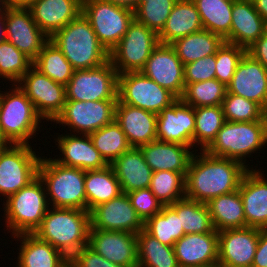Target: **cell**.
Masks as SVG:
<instances>
[{"instance_id":"1","label":"cell","mask_w":267,"mask_h":267,"mask_svg":"<svg viewBox=\"0 0 267 267\" xmlns=\"http://www.w3.org/2000/svg\"><path fill=\"white\" fill-rule=\"evenodd\" d=\"M249 169L236 160L195 151L185 177V198L208 203L239 189Z\"/></svg>"},{"instance_id":"2","label":"cell","mask_w":267,"mask_h":267,"mask_svg":"<svg viewBox=\"0 0 267 267\" xmlns=\"http://www.w3.org/2000/svg\"><path fill=\"white\" fill-rule=\"evenodd\" d=\"M90 213L87 210L49 207L35 234L71 258L88 245Z\"/></svg>"},{"instance_id":"3","label":"cell","mask_w":267,"mask_h":267,"mask_svg":"<svg viewBox=\"0 0 267 267\" xmlns=\"http://www.w3.org/2000/svg\"><path fill=\"white\" fill-rule=\"evenodd\" d=\"M49 40L62 51L74 70L93 69L109 61V52L82 13Z\"/></svg>"},{"instance_id":"4","label":"cell","mask_w":267,"mask_h":267,"mask_svg":"<svg viewBox=\"0 0 267 267\" xmlns=\"http://www.w3.org/2000/svg\"><path fill=\"white\" fill-rule=\"evenodd\" d=\"M267 146L266 120L253 122H229L225 121L221 129L217 132L216 138L204 150L208 154L236 160L248 169H254L253 157L264 151ZM264 147V148H263ZM249 165V166H248Z\"/></svg>"},{"instance_id":"5","label":"cell","mask_w":267,"mask_h":267,"mask_svg":"<svg viewBox=\"0 0 267 267\" xmlns=\"http://www.w3.org/2000/svg\"><path fill=\"white\" fill-rule=\"evenodd\" d=\"M9 86L11 88L0 93V138L5 144L29 145L39 134L37 131L41 132L43 124L40 123L45 121L17 84Z\"/></svg>"},{"instance_id":"6","label":"cell","mask_w":267,"mask_h":267,"mask_svg":"<svg viewBox=\"0 0 267 267\" xmlns=\"http://www.w3.org/2000/svg\"><path fill=\"white\" fill-rule=\"evenodd\" d=\"M2 204L4 231L8 230L7 234L11 233V236L34 233L50 207L44 182L39 176Z\"/></svg>"},{"instance_id":"7","label":"cell","mask_w":267,"mask_h":267,"mask_svg":"<svg viewBox=\"0 0 267 267\" xmlns=\"http://www.w3.org/2000/svg\"><path fill=\"white\" fill-rule=\"evenodd\" d=\"M38 176L44 182L50 207L87 210L85 171L41 157Z\"/></svg>"},{"instance_id":"8","label":"cell","mask_w":267,"mask_h":267,"mask_svg":"<svg viewBox=\"0 0 267 267\" xmlns=\"http://www.w3.org/2000/svg\"><path fill=\"white\" fill-rule=\"evenodd\" d=\"M31 145V143L29 145L5 144L0 148V197H4L3 201L38 176V167L43 153L39 155L36 147Z\"/></svg>"},{"instance_id":"9","label":"cell","mask_w":267,"mask_h":267,"mask_svg":"<svg viewBox=\"0 0 267 267\" xmlns=\"http://www.w3.org/2000/svg\"><path fill=\"white\" fill-rule=\"evenodd\" d=\"M158 44V34L134 19L109 53V60L118 74L139 72Z\"/></svg>"},{"instance_id":"10","label":"cell","mask_w":267,"mask_h":267,"mask_svg":"<svg viewBox=\"0 0 267 267\" xmlns=\"http://www.w3.org/2000/svg\"><path fill=\"white\" fill-rule=\"evenodd\" d=\"M82 14L89 20L99 42L109 53L135 19L133 11L107 0H82Z\"/></svg>"},{"instance_id":"11","label":"cell","mask_w":267,"mask_h":267,"mask_svg":"<svg viewBox=\"0 0 267 267\" xmlns=\"http://www.w3.org/2000/svg\"><path fill=\"white\" fill-rule=\"evenodd\" d=\"M177 99L141 71L118 74L117 101L120 103L158 114Z\"/></svg>"},{"instance_id":"12","label":"cell","mask_w":267,"mask_h":267,"mask_svg":"<svg viewBox=\"0 0 267 267\" xmlns=\"http://www.w3.org/2000/svg\"><path fill=\"white\" fill-rule=\"evenodd\" d=\"M118 72L111 61L93 69L74 70L66 85V101L117 100Z\"/></svg>"},{"instance_id":"13","label":"cell","mask_w":267,"mask_h":267,"mask_svg":"<svg viewBox=\"0 0 267 267\" xmlns=\"http://www.w3.org/2000/svg\"><path fill=\"white\" fill-rule=\"evenodd\" d=\"M32 101L38 115L53 123L66 103V86L53 81L32 66L16 83Z\"/></svg>"},{"instance_id":"14","label":"cell","mask_w":267,"mask_h":267,"mask_svg":"<svg viewBox=\"0 0 267 267\" xmlns=\"http://www.w3.org/2000/svg\"><path fill=\"white\" fill-rule=\"evenodd\" d=\"M117 100L66 101L61 114L53 122L67 126L72 134L89 135L111 123L115 118ZM64 126V127H63Z\"/></svg>"},{"instance_id":"15","label":"cell","mask_w":267,"mask_h":267,"mask_svg":"<svg viewBox=\"0 0 267 267\" xmlns=\"http://www.w3.org/2000/svg\"><path fill=\"white\" fill-rule=\"evenodd\" d=\"M6 40L34 61L49 37L37 26L28 7L5 10Z\"/></svg>"},{"instance_id":"16","label":"cell","mask_w":267,"mask_h":267,"mask_svg":"<svg viewBox=\"0 0 267 267\" xmlns=\"http://www.w3.org/2000/svg\"><path fill=\"white\" fill-rule=\"evenodd\" d=\"M90 229L122 231L138 234L144 222L131 205L127 193L101 203L90 211Z\"/></svg>"},{"instance_id":"17","label":"cell","mask_w":267,"mask_h":267,"mask_svg":"<svg viewBox=\"0 0 267 267\" xmlns=\"http://www.w3.org/2000/svg\"><path fill=\"white\" fill-rule=\"evenodd\" d=\"M141 72L159 86L168 89L177 98L183 96L185 90L184 64L178 58L177 52L171 44L159 43Z\"/></svg>"},{"instance_id":"18","label":"cell","mask_w":267,"mask_h":267,"mask_svg":"<svg viewBox=\"0 0 267 267\" xmlns=\"http://www.w3.org/2000/svg\"><path fill=\"white\" fill-rule=\"evenodd\" d=\"M259 242V228L218 232V267H251Z\"/></svg>"},{"instance_id":"19","label":"cell","mask_w":267,"mask_h":267,"mask_svg":"<svg viewBox=\"0 0 267 267\" xmlns=\"http://www.w3.org/2000/svg\"><path fill=\"white\" fill-rule=\"evenodd\" d=\"M88 246L114 264L138 267L137 234L90 229Z\"/></svg>"},{"instance_id":"20","label":"cell","mask_w":267,"mask_h":267,"mask_svg":"<svg viewBox=\"0 0 267 267\" xmlns=\"http://www.w3.org/2000/svg\"><path fill=\"white\" fill-rule=\"evenodd\" d=\"M195 111L178 98L157 114V140L179 143L193 149Z\"/></svg>"},{"instance_id":"21","label":"cell","mask_w":267,"mask_h":267,"mask_svg":"<svg viewBox=\"0 0 267 267\" xmlns=\"http://www.w3.org/2000/svg\"><path fill=\"white\" fill-rule=\"evenodd\" d=\"M55 134L58 136H55L57 138L54 139V143L56 149L60 151V156L52 159L57 163L84 171L99 170L108 165L94 147L89 135L71 134L67 132V129L61 135H59L60 133Z\"/></svg>"},{"instance_id":"22","label":"cell","mask_w":267,"mask_h":267,"mask_svg":"<svg viewBox=\"0 0 267 267\" xmlns=\"http://www.w3.org/2000/svg\"><path fill=\"white\" fill-rule=\"evenodd\" d=\"M257 165L245 173L238 190L243 201L246 227L267 229V174L261 169L263 166L258 168Z\"/></svg>"},{"instance_id":"23","label":"cell","mask_w":267,"mask_h":267,"mask_svg":"<svg viewBox=\"0 0 267 267\" xmlns=\"http://www.w3.org/2000/svg\"><path fill=\"white\" fill-rule=\"evenodd\" d=\"M227 92L254 101L264 109L267 104V68L246 52L227 85Z\"/></svg>"},{"instance_id":"24","label":"cell","mask_w":267,"mask_h":267,"mask_svg":"<svg viewBox=\"0 0 267 267\" xmlns=\"http://www.w3.org/2000/svg\"><path fill=\"white\" fill-rule=\"evenodd\" d=\"M179 267L218 266V231L185 234L174 244Z\"/></svg>"},{"instance_id":"25","label":"cell","mask_w":267,"mask_h":267,"mask_svg":"<svg viewBox=\"0 0 267 267\" xmlns=\"http://www.w3.org/2000/svg\"><path fill=\"white\" fill-rule=\"evenodd\" d=\"M114 120L122 128L132 147L157 140L156 113L117 101Z\"/></svg>"},{"instance_id":"26","label":"cell","mask_w":267,"mask_h":267,"mask_svg":"<svg viewBox=\"0 0 267 267\" xmlns=\"http://www.w3.org/2000/svg\"><path fill=\"white\" fill-rule=\"evenodd\" d=\"M27 7L37 26L50 38L82 13V0H33Z\"/></svg>"},{"instance_id":"27","label":"cell","mask_w":267,"mask_h":267,"mask_svg":"<svg viewBox=\"0 0 267 267\" xmlns=\"http://www.w3.org/2000/svg\"><path fill=\"white\" fill-rule=\"evenodd\" d=\"M139 148L153 172L168 170L182 173L185 177L195 152L189 146L159 140L141 145Z\"/></svg>"},{"instance_id":"28","label":"cell","mask_w":267,"mask_h":267,"mask_svg":"<svg viewBox=\"0 0 267 267\" xmlns=\"http://www.w3.org/2000/svg\"><path fill=\"white\" fill-rule=\"evenodd\" d=\"M19 242L15 267H69V258L33 233L12 236Z\"/></svg>"},{"instance_id":"29","label":"cell","mask_w":267,"mask_h":267,"mask_svg":"<svg viewBox=\"0 0 267 267\" xmlns=\"http://www.w3.org/2000/svg\"><path fill=\"white\" fill-rule=\"evenodd\" d=\"M267 30V25L255 10L251 0H236L233 3L230 44L248 50Z\"/></svg>"},{"instance_id":"30","label":"cell","mask_w":267,"mask_h":267,"mask_svg":"<svg viewBox=\"0 0 267 267\" xmlns=\"http://www.w3.org/2000/svg\"><path fill=\"white\" fill-rule=\"evenodd\" d=\"M110 165L120 182L122 193L149 188L153 171L139 147H131Z\"/></svg>"},{"instance_id":"31","label":"cell","mask_w":267,"mask_h":267,"mask_svg":"<svg viewBox=\"0 0 267 267\" xmlns=\"http://www.w3.org/2000/svg\"><path fill=\"white\" fill-rule=\"evenodd\" d=\"M203 29L200 14L192 0H179L175 3L163 29L158 33L159 43L172 44Z\"/></svg>"},{"instance_id":"32","label":"cell","mask_w":267,"mask_h":267,"mask_svg":"<svg viewBox=\"0 0 267 267\" xmlns=\"http://www.w3.org/2000/svg\"><path fill=\"white\" fill-rule=\"evenodd\" d=\"M207 206L216 231L246 227L243 201L239 190L213 198Z\"/></svg>"},{"instance_id":"33","label":"cell","mask_w":267,"mask_h":267,"mask_svg":"<svg viewBox=\"0 0 267 267\" xmlns=\"http://www.w3.org/2000/svg\"><path fill=\"white\" fill-rule=\"evenodd\" d=\"M84 188L87 199V211L101 203L118 197L122 193L120 182L116 178L111 165H107L99 170L85 171Z\"/></svg>"},{"instance_id":"34","label":"cell","mask_w":267,"mask_h":267,"mask_svg":"<svg viewBox=\"0 0 267 267\" xmlns=\"http://www.w3.org/2000/svg\"><path fill=\"white\" fill-rule=\"evenodd\" d=\"M224 42L220 35L202 29L177 39L171 45L176 50L178 58L186 65L205 56L215 55Z\"/></svg>"},{"instance_id":"35","label":"cell","mask_w":267,"mask_h":267,"mask_svg":"<svg viewBox=\"0 0 267 267\" xmlns=\"http://www.w3.org/2000/svg\"><path fill=\"white\" fill-rule=\"evenodd\" d=\"M200 14L203 29L220 35L230 43L232 9L234 1L192 0Z\"/></svg>"},{"instance_id":"36","label":"cell","mask_w":267,"mask_h":267,"mask_svg":"<svg viewBox=\"0 0 267 267\" xmlns=\"http://www.w3.org/2000/svg\"><path fill=\"white\" fill-rule=\"evenodd\" d=\"M138 267H179L173 246L162 244L144 229L137 234Z\"/></svg>"},{"instance_id":"37","label":"cell","mask_w":267,"mask_h":267,"mask_svg":"<svg viewBox=\"0 0 267 267\" xmlns=\"http://www.w3.org/2000/svg\"><path fill=\"white\" fill-rule=\"evenodd\" d=\"M194 111L193 149L198 152V149L205 150L216 138L217 132L225 123V118L221 105L195 107Z\"/></svg>"},{"instance_id":"38","label":"cell","mask_w":267,"mask_h":267,"mask_svg":"<svg viewBox=\"0 0 267 267\" xmlns=\"http://www.w3.org/2000/svg\"><path fill=\"white\" fill-rule=\"evenodd\" d=\"M89 136L94 147L108 165L132 147L115 120L89 134Z\"/></svg>"},{"instance_id":"39","label":"cell","mask_w":267,"mask_h":267,"mask_svg":"<svg viewBox=\"0 0 267 267\" xmlns=\"http://www.w3.org/2000/svg\"><path fill=\"white\" fill-rule=\"evenodd\" d=\"M33 66L53 81L65 86L74 72L71 63L50 40L43 45L39 55L33 61Z\"/></svg>"},{"instance_id":"40","label":"cell","mask_w":267,"mask_h":267,"mask_svg":"<svg viewBox=\"0 0 267 267\" xmlns=\"http://www.w3.org/2000/svg\"><path fill=\"white\" fill-rule=\"evenodd\" d=\"M169 206L180 217V223L185 234H203L214 229L206 203L183 198Z\"/></svg>"},{"instance_id":"41","label":"cell","mask_w":267,"mask_h":267,"mask_svg":"<svg viewBox=\"0 0 267 267\" xmlns=\"http://www.w3.org/2000/svg\"><path fill=\"white\" fill-rule=\"evenodd\" d=\"M144 230L162 244L173 247L185 235L180 217L169 205L163 206L159 213L148 218L144 222Z\"/></svg>"},{"instance_id":"42","label":"cell","mask_w":267,"mask_h":267,"mask_svg":"<svg viewBox=\"0 0 267 267\" xmlns=\"http://www.w3.org/2000/svg\"><path fill=\"white\" fill-rule=\"evenodd\" d=\"M149 189L163 206L171 205L185 198V176L168 170L153 172Z\"/></svg>"},{"instance_id":"43","label":"cell","mask_w":267,"mask_h":267,"mask_svg":"<svg viewBox=\"0 0 267 267\" xmlns=\"http://www.w3.org/2000/svg\"><path fill=\"white\" fill-rule=\"evenodd\" d=\"M227 86L216 78L188 84L181 99L191 107L222 105Z\"/></svg>"},{"instance_id":"44","label":"cell","mask_w":267,"mask_h":267,"mask_svg":"<svg viewBox=\"0 0 267 267\" xmlns=\"http://www.w3.org/2000/svg\"><path fill=\"white\" fill-rule=\"evenodd\" d=\"M33 66V61L11 42H0V80L16 84Z\"/></svg>"},{"instance_id":"45","label":"cell","mask_w":267,"mask_h":267,"mask_svg":"<svg viewBox=\"0 0 267 267\" xmlns=\"http://www.w3.org/2000/svg\"><path fill=\"white\" fill-rule=\"evenodd\" d=\"M177 0H141L134 11L135 20L154 30L157 34L163 29Z\"/></svg>"},{"instance_id":"46","label":"cell","mask_w":267,"mask_h":267,"mask_svg":"<svg viewBox=\"0 0 267 267\" xmlns=\"http://www.w3.org/2000/svg\"><path fill=\"white\" fill-rule=\"evenodd\" d=\"M221 106L225 121L253 122L265 119L264 109L259 104L236 94L227 92Z\"/></svg>"},{"instance_id":"47","label":"cell","mask_w":267,"mask_h":267,"mask_svg":"<svg viewBox=\"0 0 267 267\" xmlns=\"http://www.w3.org/2000/svg\"><path fill=\"white\" fill-rule=\"evenodd\" d=\"M247 50L243 47L224 42L215 53V78L226 86L236 71L237 65Z\"/></svg>"},{"instance_id":"48","label":"cell","mask_w":267,"mask_h":267,"mask_svg":"<svg viewBox=\"0 0 267 267\" xmlns=\"http://www.w3.org/2000/svg\"><path fill=\"white\" fill-rule=\"evenodd\" d=\"M127 195L131 205L143 222L159 213L163 208L162 203L149 188L133 190L127 193Z\"/></svg>"},{"instance_id":"49","label":"cell","mask_w":267,"mask_h":267,"mask_svg":"<svg viewBox=\"0 0 267 267\" xmlns=\"http://www.w3.org/2000/svg\"><path fill=\"white\" fill-rule=\"evenodd\" d=\"M215 55L205 56L202 59L184 65L185 87L188 84L207 81L215 78Z\"/></svg>"},{"instance_id":"50","label":"cell","mask_w":267,"mask_h":267,"mask_svg":"<svg viewBox=\"0 0 267 267\" xmlns=\"http://www.w3.org/2000/svg\"><path fill=\"white\" fill-rule=\"evenodd\" d=\"M69 267H123L114 264L91 249L88 245L81 248L69 259Z\"/></svg>"},{"instance_id":"51","label":"cell","mask_w":267,"mask_h":267,"mask_svg":"<svg viewBox=\"0 0 267 267\" xmlns=\"http://www.w3.org/2000/svg\"><path fill=\"white\" fill-rule=\"evenodd\" d=\"M247 53L267 68V30L251 45Z\"/></svg>"},{"instance_id":"52","label":"cell","mask_w":267,"mask_h":267,"mask_svg":"<svg viewBox=\"0 0 267 267\" xmlns=\"http://www.w3.org/2000/svg\"><path fill=\"white\" fill-rule=\"evenodd\" d=\"M251 267H267V229H259V242Z\"/></svg>"},{"instance_id":"53","label":"cell","mask_w":267,"mask_h":267,"mask_svg":"<svg viewBox=\"0 0 267 267\" xmlns=\"http://www.w3.org/2000/svg\"><path fill=\"white\" fill-rule=\"evenodd\" d=\"M107 1L133 12L136 10L137 6L141 2V0H107Z\"/></svg>"},{"instance_id":"54","label":"cell","mask_w":267,"mask_h":267,"mask_svg":"<svg viewBox=\"0 0 267 267\" xmlns=\"http://www.w3.org/2000/svg\"><path fill=\"white\" fill-rule=\"evenodd\" d=\"M255 10L260 14L267 25V0H251Z\"/></svg>"},{"instance_id":"55","label":"cell","mask_w":267,"mask_h":267,"mask_svg":"<svg viewBox=\"0 0 267 267\" xmlns=\"http://www.w3.org/2000/svg\"><path fill=\"white\" fill-rule=\"evenodd\" d=\"M33 0H5L8 7H27Z\"/></svg>"},{"instance_id":"56","label":"cell","mask_w":267,"mask_h":267,"mask_svg":"<svg viewBox=\"0 0 267 267\" xmlns=\"http://www.w3.org/2000/svg\"><path fill=\"white\" fill-rule=\"evenodd\" d=\"M6 40L5 13H0V42Z\"/></svg>"},{"instance_id":"57","label":"cell","mask_w":267,"mask_h":267,"mask_svg":"<svg viewBox=\"0 0 267 267\" xmlns=\"http://www.w3.org/2000/svg\"><path fill=\"white\" fill-rule=\"evenodd\" d=\"M7 7L5 0H0V13H5Z\"/></svg>"},{"instance_id":"58","label":"cell","mask_w":267,"mask_h":267,"mask_svg":"<svg viewBox=\"0 0 267 267\" xmlns=\"http://www.w3.org/2000/svg\"><path fill=\"white\" fill-rule=\"evenodd\" d=\"M5 145L4 141L0 138V148H2Z\"/></svg>"},{"instance_id":"59","label":"cell","mask_w":267,"mask_h":267,"mask_svg":"<svg viewBox=\"0 0 267 267\" xmlns=\"http://www.w3.org/2000/svg\"><path fill=\"white\" fill-rule=\"evenodd\" d=\"M264 117H265V120H266V130H267V113H264Z\"/></svg>"},{"instance_id":"60","label":"cell","mask_w":267,"mask_h":267,"mask_svg":"<svg viewBox=\"0 0 267 267\" xmlns=\"http://www.w3.org/2000/svg\"><path fill=\"white\" fill-rule=\"evenodd\" d=\"M264 113H267V104H266V106L264 108Z\"/></svg>"}]
</instances>
